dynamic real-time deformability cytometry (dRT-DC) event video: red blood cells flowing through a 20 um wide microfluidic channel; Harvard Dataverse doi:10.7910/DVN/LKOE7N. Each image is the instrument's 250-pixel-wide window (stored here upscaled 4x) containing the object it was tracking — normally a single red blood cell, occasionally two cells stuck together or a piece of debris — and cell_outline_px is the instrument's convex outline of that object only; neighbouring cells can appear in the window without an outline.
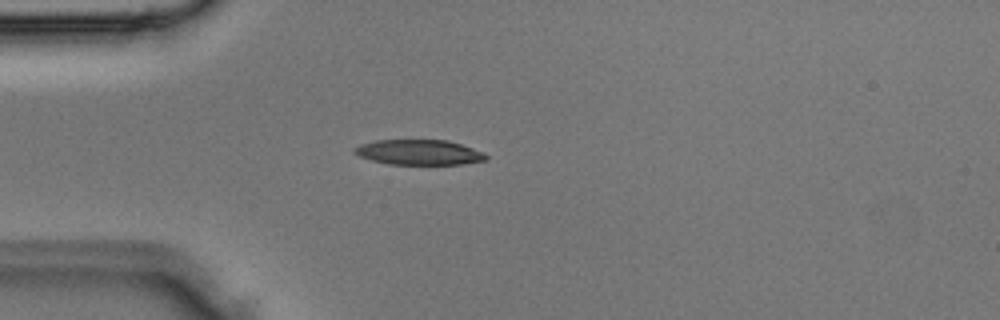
{"species": "Egyptian fruit bat (a non-hibernating species)", "species_latin": "Rousettus aegyptiacus", "temperature_condition": "room temperature", "stored_images_in_passage": 1, "camera_frame_rate_fps": 3000, "um_per_image_px": 0.085, "animal": {"sex": "male"}, "frame": {"image": 1, "passage_image": 1, "time_ms": 0.0, "image_size_px": [1000, 320], "cell_outline_px": [[488, 160], [464, 164], [388, 164], [372, 160], [360, 156], [352, 152], [352, 148], [360, 144], [376, 140], [448, 140], [484, 152], [488, 156]], "centroid_in_image_um": [35.62, 12.94], "position_along_channel_um": 49.4, "area_um2": 19.36}}